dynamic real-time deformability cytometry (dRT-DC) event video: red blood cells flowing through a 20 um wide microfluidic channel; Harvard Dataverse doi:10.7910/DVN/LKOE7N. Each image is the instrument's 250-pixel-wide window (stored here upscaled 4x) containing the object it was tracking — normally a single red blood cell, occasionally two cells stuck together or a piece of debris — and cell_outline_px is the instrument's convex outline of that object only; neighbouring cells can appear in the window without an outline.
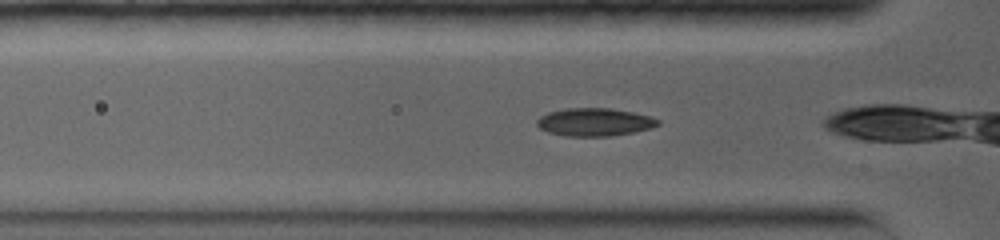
{"species": "common noctule bat (a hibernating species)", "species_latin": "Nyctalus noctula", "temperature_condition": "warm", "stored_images_in_passage": 13, "camera_frame_rate_fps": 5000, "um_per_image_px": 0.085, "animal": {"sex": "female", "body_mass_g": 19.0, "forearm_length_mm": 56.7}, "frame": {"image": 1, "passage_image": 3, "time_ms": 0.6, "image_size_px": [1000, 240], "cell_outline_px": [[660, 124], [652, 128], [636, 132], [608, 136], [564, 136], [548, 132], [540, 128], [536, 124], [536, 120], [540, 116], [548, 112], [564, 108], [612, 108], [632, 112], [648, 116], [660, 120]], "centroid_in_image_um": [50.52, 10.37], "position_along_channel_um": 75.3, "area_um2": 19.83}}
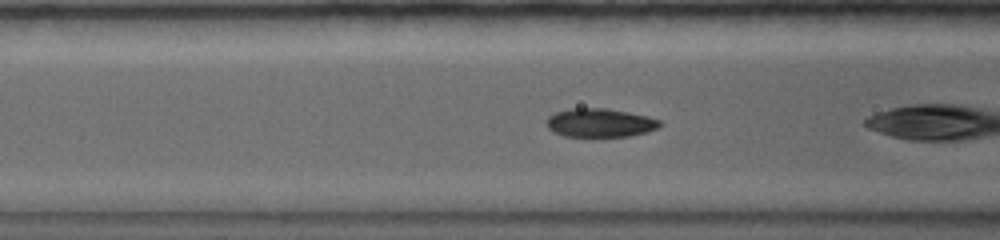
{"frame": {"image": 2, "passage_image": 6, "time_ms": 1.6, "image_size_px": [1000, 240], "cell_outline_px": [[664, 124], [656, 128], [644, 132], [628, 136], [592, 140], [564, 136], [552, 132], [548, 128], [548, 116], [556, 112], [576, 108], [604, 108], [628, 112], [648, 116], [660, 120]], "centroid_in_image_um": [50.98, 10.49], "position_along_channel_um": 115.6, "area_um2": 19.59}}